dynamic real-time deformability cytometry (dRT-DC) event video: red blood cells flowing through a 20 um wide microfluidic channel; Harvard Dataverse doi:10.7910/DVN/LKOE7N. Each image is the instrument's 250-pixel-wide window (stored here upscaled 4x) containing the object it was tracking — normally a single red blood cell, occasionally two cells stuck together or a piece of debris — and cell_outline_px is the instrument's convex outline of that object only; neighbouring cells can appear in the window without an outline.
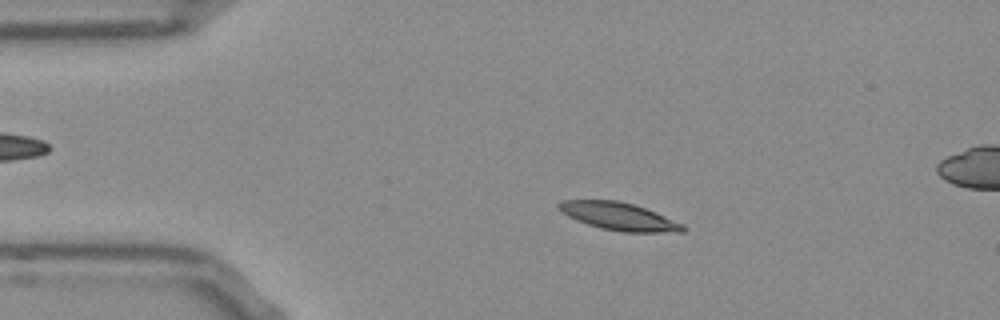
{"species": "Egyptian fruit bat (a non-hibernating species)", "species_latin": "Rousettus aegyptiacus", "temperature_condition": "room temperature", "stored_images_in_passage": 53, "camera_frame_rate_fps": 3000, "um_per_image_px": 0.085, "frame": {"image": 1, "passage_image": 10, "time_ms": 3.0, "image_size_px": [1000, 320], "cell_outline_px": [[684, 232], [624, 232], [604, 228], [588, 224], [576, 220], [568, 216], [556, 204], [564, 200], [616, 200], [632, 204], [656, 212], [684, 224]], "centroid_in_image_um": [52.64, 18.39], "position_along_channel_um": 32.4, "area_um2": 19.65}}
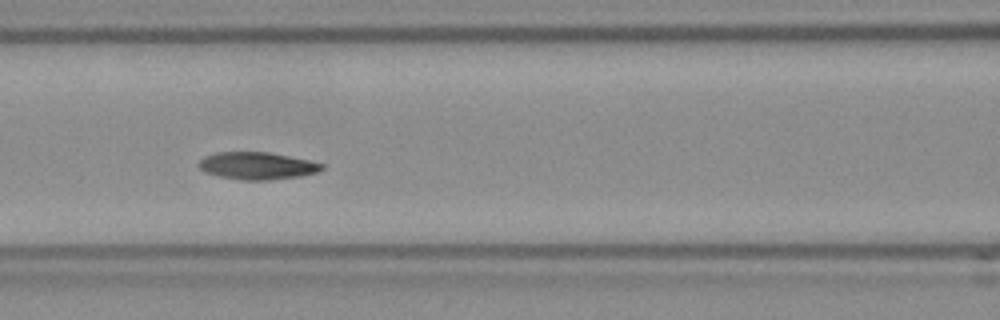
{"frame": {"image": 2, "passage_image": 22, "time_ms": 7.0, "image_size_px": [1000, 320], "cell_outline_px": [[324, 168], [316, 172], [300, 176], [272, 180], [240, 180], [216, 176], [204, 172], [196, 164], [204, 156], [216, 152], [268, 152], [308, 160], [324, 164]], "centroid_in_image_um": [21.8, 14.1], "position_along_channel_um": 144.8, "area_um2": 19.71}}
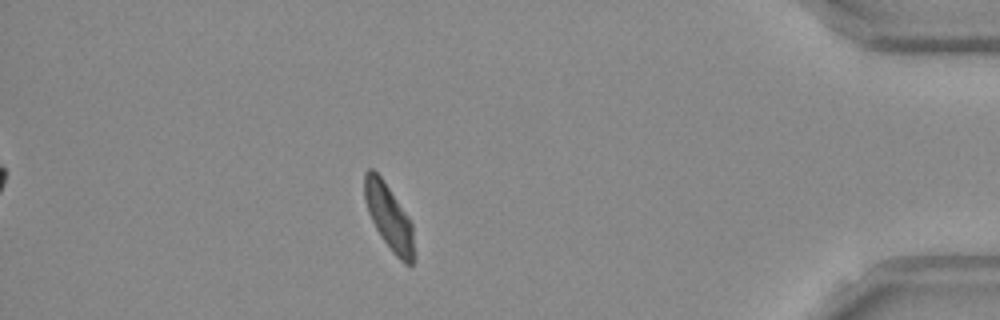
{"frame": {"image": 3, "passage_image": 46, "time_ms": 15.0, "image_size_px": [1000, 320], "cell_outline_px": [[412, 264], [404, 264], [392, 252], [376, 228], [368, 212], [364, 200], [364, 172], [368, 168], [372, 168], [380, 176], [408, 216], [412, 224]], "centroid_in_image_um": [33.01, 18.4], "position_along_channel_um": 402.2, "area_um2": 18.32}, "authors_computed_cell_mechanics": {"area_um2": 19.652, "velocity_mm_per_s": 3.8129, "shape_relaxation_time_tau1_ms": 2.9232, "shape_relaxation_time_tau2_ms": 2.9331, "deformation_change_tau1": 0.128, "deformation_change_tau2": 0.0781}}